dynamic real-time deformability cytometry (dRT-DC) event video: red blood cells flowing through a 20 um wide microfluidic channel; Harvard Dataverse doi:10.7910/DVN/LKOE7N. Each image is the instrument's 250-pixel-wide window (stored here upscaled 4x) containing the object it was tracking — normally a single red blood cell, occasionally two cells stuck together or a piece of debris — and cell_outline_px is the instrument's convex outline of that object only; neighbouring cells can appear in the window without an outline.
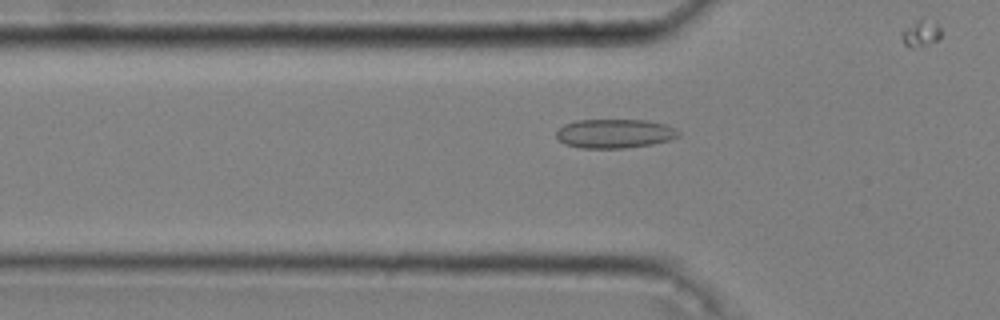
{"species": "common noctule bat (a hibernating species)", "species_latin": "Nyctalus noctula", "temperature_condition": "cold", "stored_images_in_passage": 30, "camera_frame_rate_fps": 3000, "um_per_image_px": 0.085, "animal": {"sex": "male", "body_mass_g": 20.4}, "frame": {"image": 1, "passage_image": 3, "time_ms": 0.667, "image_size_px": [1000, 320], "cell_outline_px": [[680, 136], [668, 140], [652, 144], [624, 148], [580, 148], [564, 144], [556, 136], [556, 132], [564, 124], [576, 120], [648, 120], [664, 124], [676, 128], [680, 132]], "centroid_in_image_um": [52.25, 11.35], "position_along_channel_um": 73.6, "area_um2": 20.75}}
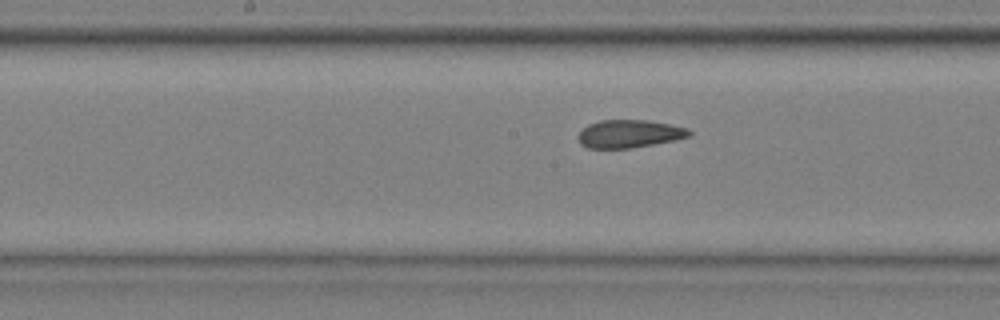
{"frame": {"image": 2, "passage_image": 13, "time_ms": 4.0, "image_size_px": [1000, 320], "cell_outline_px": [[692, 136], [676, 140], [632, 148], [588, 148], [580, 144], [576, 136], [588, 124], [600, 120], [648, 120], [688, 128], [692, 132]], "centroid_in_image_um": [53.5, 11.37], "position_along_channel_um": 194.7, "area_um2": 18.21}}
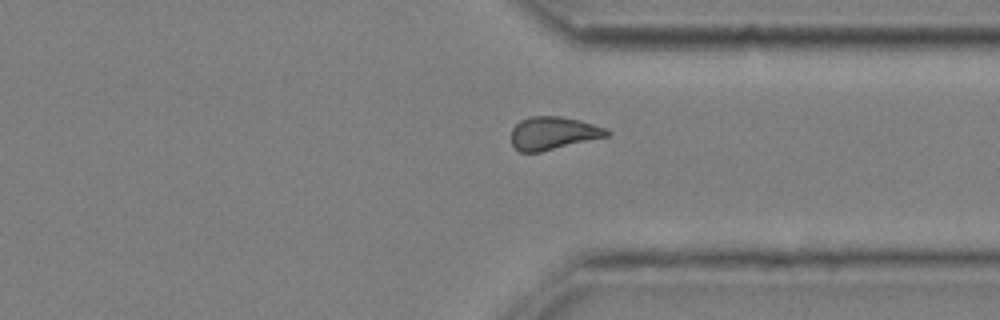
{"frame": {"image": 3, "passage_image": 27, "time_ms": 8.667, "image_size_px": [1000, 320], "cell_outline_px": [[612, 132], [608, 136], [540, 152], [520, 152], [512, 144], [512, 128], [520, 120], [532, 116], [560, 116], [580, 120], [604, 128]], "centroid_in_image_um": [47.01, 11.31], "position_along_channel_um": 364.4, "area_um2": 18.21}}